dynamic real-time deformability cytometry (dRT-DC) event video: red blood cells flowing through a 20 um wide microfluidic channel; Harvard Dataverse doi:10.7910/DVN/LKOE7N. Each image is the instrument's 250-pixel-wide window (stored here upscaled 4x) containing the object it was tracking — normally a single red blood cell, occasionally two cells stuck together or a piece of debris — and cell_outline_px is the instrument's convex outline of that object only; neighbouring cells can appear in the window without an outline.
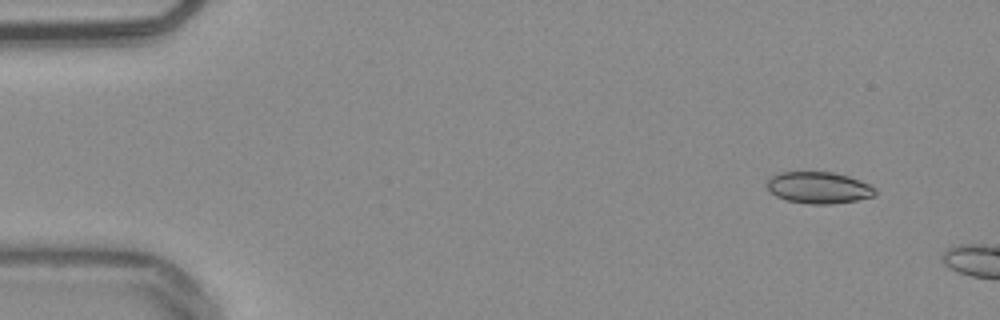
{"species": "common noctule bat (a hibernating species)", "species_latin": "Nyctalus noctula", "temperature_condition": "warm", "stored_images_in_passage": 5, "camera_frame_rate_fps": 3000, "um_per_image_px": 0.085, "animal": {"sex": "male", "body_mass_g": 20.4}, "frame": {"image": 1, "passage_image": 1, "time_ms": 0.0, "image_size_px": [1000, 320], "cell_outline_px": [[876, 196], [856, 200], [832, 204], [808, 204], [784, 200], [776, 196], [768, 188], [768, 180], [772, 176], [780, 172], [832, 172], [848, 176], [860, 180], [876, 188]], "centroid_in_image_um": [69.61, 15.96], "position_along_channel_um": 15.4, "area_um2": 19.94}}